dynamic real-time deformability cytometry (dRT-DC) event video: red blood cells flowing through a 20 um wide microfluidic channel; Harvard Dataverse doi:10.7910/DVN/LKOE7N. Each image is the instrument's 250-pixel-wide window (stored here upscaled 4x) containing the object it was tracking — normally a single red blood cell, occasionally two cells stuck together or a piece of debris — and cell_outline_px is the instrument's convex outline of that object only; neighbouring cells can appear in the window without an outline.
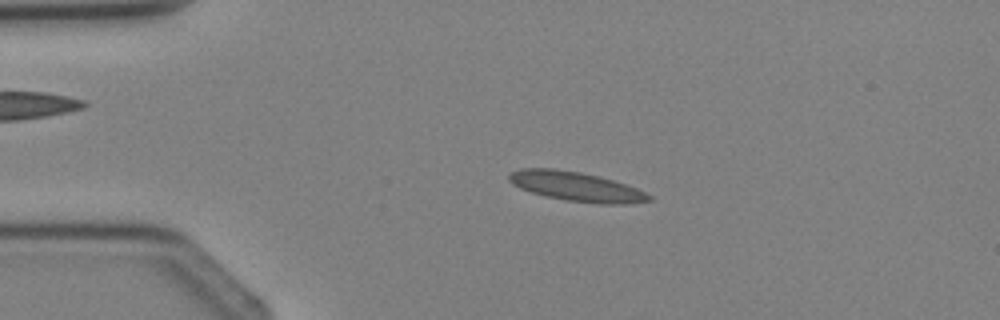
{"species": "Egyptian fruit bat (a non-hibernating species)", "species_latin": "Rousettus aegyptiacus", "temperature_condition": "cold", "stored_images_in_passage": 3, "camera_frame_rate_fps": 3000, "um_per_image_px": 0.085, "animal": {"sex": "female"}, "frame": {"image": 1, "passage_image": 2, "time_ms": 1.333, "image_size_px": [1000, 320], "cell_outline_px": [[652, 200], [624, 204], [600, 204], [564, 200], [544, 196], [520, 188], [512, 184], [508, 180], [508, 172], [520, 168], [552, 168], [580, 172], [600, 176], [636, 188], [652, 196]], "centroid_in_image_um": [48.92, 15.85], "position_along_channel_um": 36.1, "area_um2": 24.04}}